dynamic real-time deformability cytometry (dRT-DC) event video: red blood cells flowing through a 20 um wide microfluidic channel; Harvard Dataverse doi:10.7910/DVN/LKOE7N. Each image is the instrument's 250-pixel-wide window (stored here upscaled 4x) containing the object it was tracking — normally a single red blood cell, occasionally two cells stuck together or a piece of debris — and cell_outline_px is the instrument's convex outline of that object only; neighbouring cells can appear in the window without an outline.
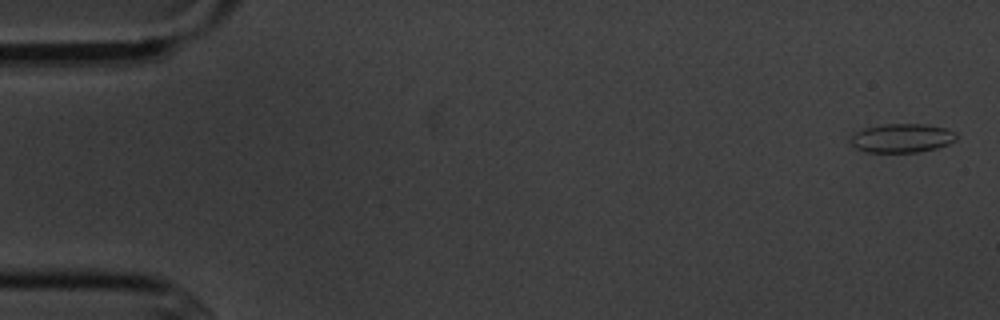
{"species": "common noctule bat (a hibernating species)", "species_latin": "Nyctalus noctula", "temperature_condition": "cold", "stored_images_in_passage": 6, "segment_of_instrument_passage": [1, 2], "camera_frame_rate_fps": 3000, "um_per_image_px": 0.085, "animal": {"sex": "male", "body_mass_g": 20.1, "forearm_length_mm": 53.5}, "frame": {"image": 1, "passage_image": 1, "time_ms": 0.0, "image_size_px": [1000, 320], "cell_outline_px": [[956, 140], [948, 144], [936, 148], [916, 152], [864, 152], [856, 148], [848, 140], [856, 132], [864, 128], [884, 124], [928, 124], [944, 128], [956, 132]], "centroid_in_image_um": [76.65, 11.73], "position_along_channel_um": 8.4, "area_um2": 17.8}}
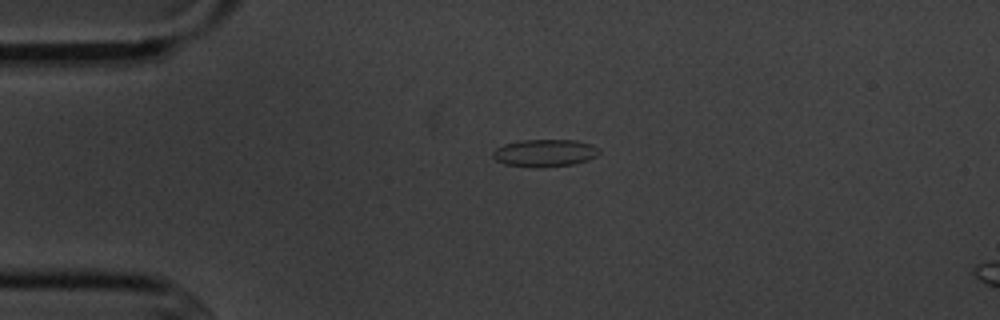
{"frame": {"image": 2, "passage_image": 4, "time_ms": 3.667, "image_size_px": [1000, 320], "cell_outline_px": [[600, 152], [596, 156], [588, 160], [572, 164], [544, 168], [532, 168], [504, 164], [496, 160], [492, 156], [492, 152], [496, 148], [504, 144], [520, 140], [576, 140], [592, 144], [600, 148]], "centroid_in_image_um": [46.3, 13.01], "position_along_channel_um": 38.7, "area_um2": 17.28}}